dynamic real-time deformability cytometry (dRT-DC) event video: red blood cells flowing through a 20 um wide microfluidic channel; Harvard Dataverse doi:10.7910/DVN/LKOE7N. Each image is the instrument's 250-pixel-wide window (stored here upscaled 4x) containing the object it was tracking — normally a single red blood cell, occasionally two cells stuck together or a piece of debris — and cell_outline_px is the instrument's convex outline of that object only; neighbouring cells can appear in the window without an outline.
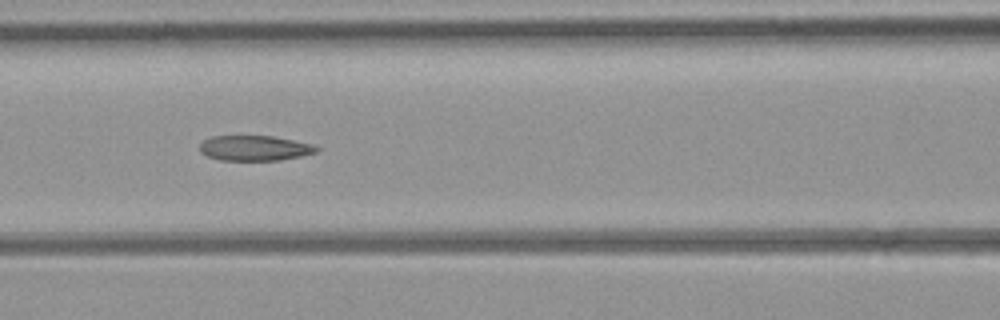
{"species": "common noctule bat (a hibernating species)", "species_latin": "Nyctalus noctula", "temperature_condition": "room temperature", "stored_images_in_passage": 9, "camera_frame_rate_fps": 3000, "um_per_image_px": 0.085, "animal": {"sex": "female", "body_mass_g": 21.9}, "frame": {"image": 1, "passage_image": 6, "time_ms": 6.667, "image_size_px": [1000, 320], "cell_outline_px": [[320, 148], [316, 152], [300, 156], [280, 160], [220, 160], [208, 156], [200, 152], [200, 144], [204, 140], [212, 136], [272, 136], [316, 144]], "centroid_in_image_um": [21.68, 12.58], "position_along_channel_um": 144.9, "area_um2": 17.17}}
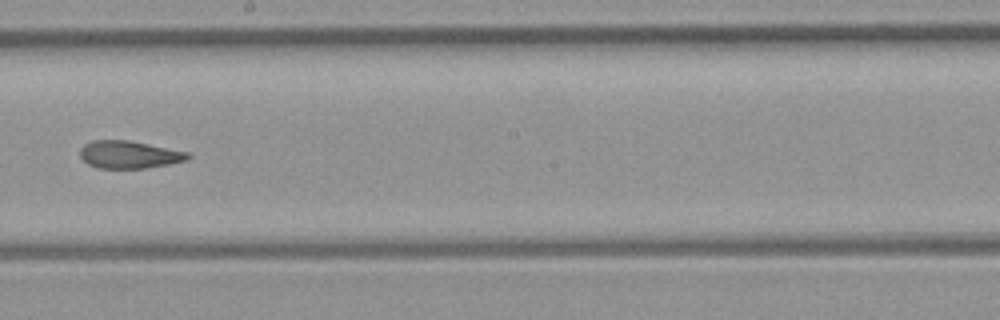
{"frame": {"image": 2, "passage_image": 8, "time_ms": 9.0, "image_size_px": [1000, 320], "cell_outline_px": [[192, 156], [188, 160], [168, 164], [144, 168], [96, 168], [88, 164], [80, 156], [80, 148], [84, 144], [92, 140], [128, 140], [188, 152]], "centroid_in_image_um": [10.96, 13.14], "position_along_channel_um": 237.2, "area_um2": 17.28}}
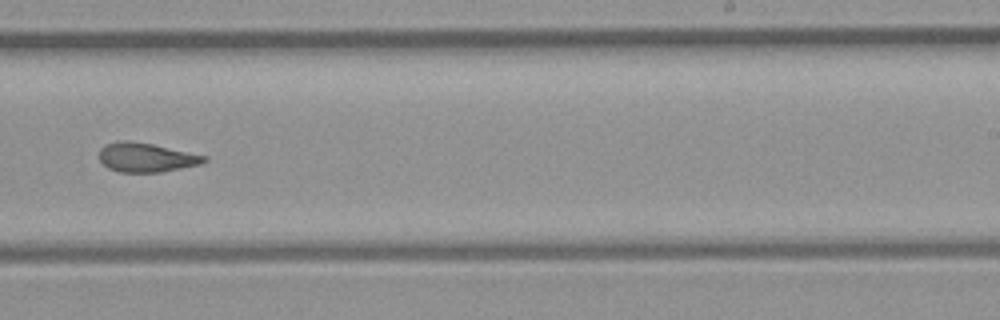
{"frame": {"image": 3, "passage_image": 9, "time_ms": 10.0, "image_size_px": [1000, 320], "cell_outline_px": [[208, 160], [200, 164], [160, 172], [120, 172], [108, 168], [100, 160], [100, 148], [104, 144], [116, 140], [128, 140], [152, 144], [208, 156]], "centroid_in_image_um": [12.41, 13.37], "position_along_channel_um": 276.6, "area_um2": 17.86}}